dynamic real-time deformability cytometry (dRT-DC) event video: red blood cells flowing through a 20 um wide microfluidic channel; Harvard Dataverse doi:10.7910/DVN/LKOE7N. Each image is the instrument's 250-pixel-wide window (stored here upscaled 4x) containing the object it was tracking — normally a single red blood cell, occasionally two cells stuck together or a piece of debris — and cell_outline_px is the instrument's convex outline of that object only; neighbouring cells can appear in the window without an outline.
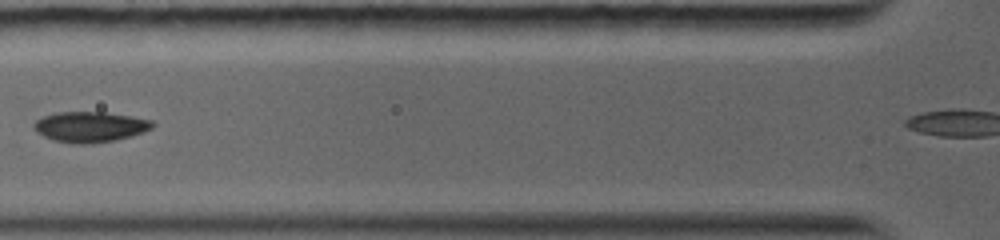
{"species": "common noctule bat (a hibernating species)", "species_latin": "Nyctalus noctula", "temperature_condition": "warm", "stored_images_in_passage": 19, "camera_frame_rate_fps": 5000, "um_per_image_px": 0.085, "animal": {"sex": "female", "body_mass_g": 19.0, "forearm_length_mm": 56.7}, "frame": {"image": 1, "passage_image": 4, "time_ms": 1.6, "image_size_px": [1000, 240], "cell_outline_px": [[156, 124], [152, 128], [144, 132], [132, 136], [116, 140], [88, 144], [72, 144], [56, 140], [44, 136], [36, 132], [32, 128], [32, 124], [36, 120], [44, 116], [56, 112], [104, 112], [152, 120]], "centroid_in_image_um": [7.65, 10.79], "position_along_channel_um": 118.2, "area_um2": 21.15}}
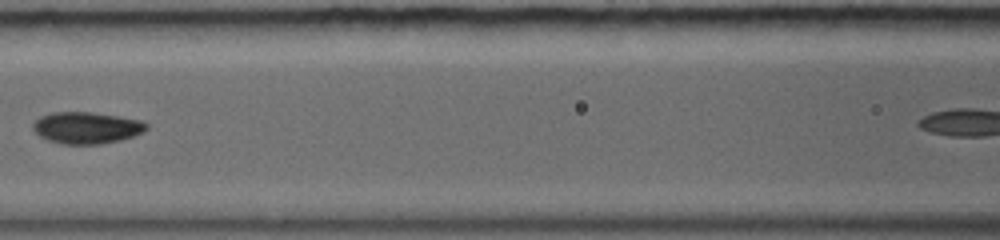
{"frame": {"image": 2, "passage_image": 6, "time_ms": 2.6, "image_size_px": [1000, 240], "cell_outline_px": [[148, 128], [144, 132], [120, 140], [100, 144], [60, 144], [48, 140], [40, 136], [32, 128], [32, 124], [40, 116], [52, 112], [92, 112], [140, 120], [148, 124]], "centroid_in_image_um": [7.34, 10.86], "position_along_channel_um": 159.3, "area_um2": 20.92}}